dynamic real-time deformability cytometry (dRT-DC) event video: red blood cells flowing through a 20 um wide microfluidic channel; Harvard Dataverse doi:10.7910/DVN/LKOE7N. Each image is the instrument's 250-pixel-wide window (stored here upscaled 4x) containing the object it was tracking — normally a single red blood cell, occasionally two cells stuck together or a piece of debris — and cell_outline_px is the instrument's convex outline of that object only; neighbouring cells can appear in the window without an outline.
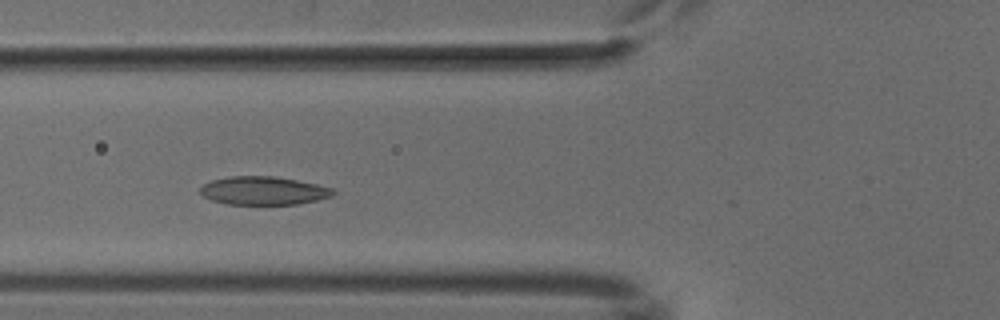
{"species": "common noctule bat (a hibernating species)", "species_latin": "Nyctalus noctula", "temperature_condition": "cold", "stored_images_in_passage": 10, "camera_frame_rate_fps": 3000, "um_per_image_px": 0.085, "animal": {"sex": "male", "body_mass_g": 18.8}, "frame": {"image": 1, "passage_image": 7, "time_ms": 2.0, "image_size_px": [1000, 320], "cell_outline_px": [[336, 192], [332, 196], [316, 200], [296, 204], [228, 204], [212, 200], [204, 196], [200, 192], [200, 188], [204, 184], [212, 180], [228, 176], [276, 176], [316, 184], [332, 188]], "centroid_in_image_um": [22.39, 16.2], "position_along_channel_um": 103.4, "area_um2": 21.79}}